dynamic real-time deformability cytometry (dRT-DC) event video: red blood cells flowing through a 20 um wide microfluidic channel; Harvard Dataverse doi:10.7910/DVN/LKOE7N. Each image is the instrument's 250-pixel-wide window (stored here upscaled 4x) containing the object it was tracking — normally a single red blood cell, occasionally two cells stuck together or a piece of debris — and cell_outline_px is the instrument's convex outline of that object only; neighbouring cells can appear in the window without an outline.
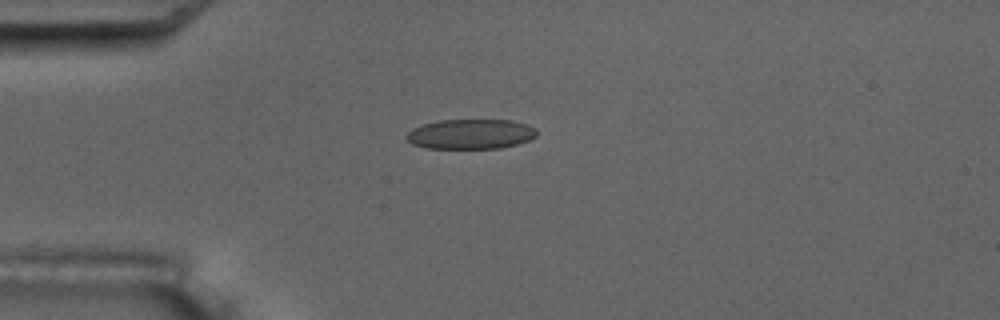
{"species": "common noctule bat (a hibernating species)", "species_latin": "Nyctalus noctula", "temperature_condition": "room temperature", "stored_images_in_passage": 9, "camera_frame_rate_fps": 3000, "um_per_image_px": 0.085, "animal": {"sex": "male", "body_mass_g": 17.5, "forearm_length_mm": 52.3}, "frame": {"image": 1, "passage_image": 4, "time_ms": 4.333, "image_size_px": [1000, 320], "cell_outline_px": [[536, 136], [520, 144], [500, 148], [428, 148], [412, 144], [404, 136], [412, 128], [424, 124], [440, 120], [512, 120], [528, 124], [536, 128]], "centroid_in_image_um": [40.02, 11.39], "position_along_channel_um": 45.0, "area_um2": 22.77}}
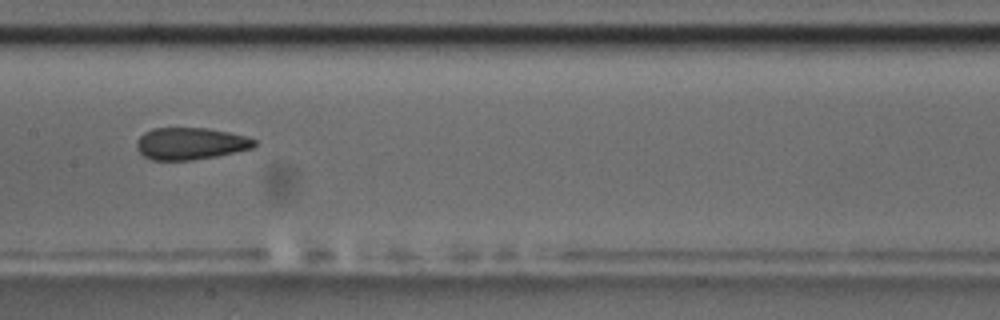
{"frame": {"image": 2, "passage_image": 8, "time_ms": 9.0, "image_size_px": [1000, 320], "cell_outline_px": [[256, 144], [252, 148], [236, 152], [216, 156], [192, 160], [152, 160], [144, 156], [136, 148], [136, 140], [144, 132], [152, 128], [208, 128], [228, 132], [244, 136], [256, 140]], "centroid_in_image_um": [16.16, 12.2], "position_along_channel_um": 191.2, "area_um2": 21.96}}